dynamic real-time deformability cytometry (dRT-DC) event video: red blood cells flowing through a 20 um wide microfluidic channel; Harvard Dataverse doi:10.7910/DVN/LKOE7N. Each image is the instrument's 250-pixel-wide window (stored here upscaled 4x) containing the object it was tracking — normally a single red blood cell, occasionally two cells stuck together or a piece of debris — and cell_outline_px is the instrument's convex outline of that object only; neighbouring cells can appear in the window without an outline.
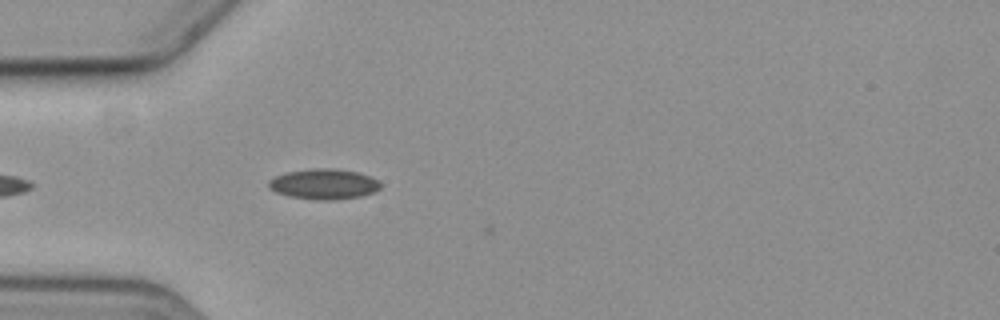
{"species": "common noctule bat (a hibernating species)", "species_latin": "Nyctalus noctula", "temperature_condition": "cold", "stored_images_in_passage": 5, "camera_frame_rate_fps": 3000, "um_per_image_px": 0.085, "animal": {"sex": "female", "body_mass_g": 19.3, "forearm_length_mm": 54.1}, "frame": {"image": 1, "passage_image": 5, "time_ms": 5.0, "image_size_px": [1000, 320], "cell_outline_px": [[380, 188], [376, 192], [360, 196], [336, 200], [316, 200], [288, 196], [276, 192], [268, 188], [268, 180], [284, 172], [312, 168], [332, 168], [356, 172], [372, 176], [380, 180]], "centroid_in_image_um": [27.53, 15.64], "position_along_channel_um": 57.5, "area_um2": 20.11}}